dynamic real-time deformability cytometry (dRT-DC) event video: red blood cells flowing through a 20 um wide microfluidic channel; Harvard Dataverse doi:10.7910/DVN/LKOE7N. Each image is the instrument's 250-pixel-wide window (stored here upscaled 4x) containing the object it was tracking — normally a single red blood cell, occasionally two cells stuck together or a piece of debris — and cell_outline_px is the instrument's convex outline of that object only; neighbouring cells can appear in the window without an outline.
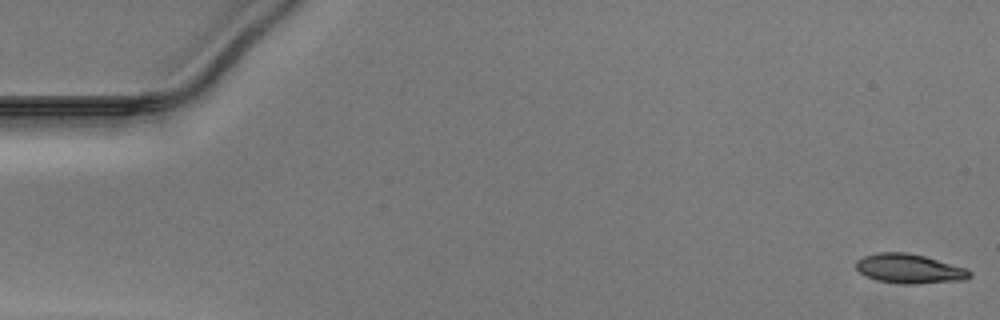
{"species": "Egyptian fruit bat (a non-hibernating species)", "species_latin": "Rousettus aegyptiacus", "temperature_condition": "warm", "stored_images_in_passage": 50, "camera_frame_rate_fps": 3000, "um_per_image_px": 0.085, "animal": {"sex": "male"}, "frame": {"image": 1, "passage_image": 1, "time_ms": 0.0, "image_size_px": [1000, 320], "cell_outline_px": [[972, 276], [964, 280], [916, 284], [904, 284], [876, 280], [864, 276], [856, 268], [856, 260], [864, 256], [876, 252], [908, 252], [924, 256], [964, 268], [972, 272]], "centroid_in_image_um": [77.26, 22.84], "position_along_channel_um": 7.7, "area_um2": 19.48}}
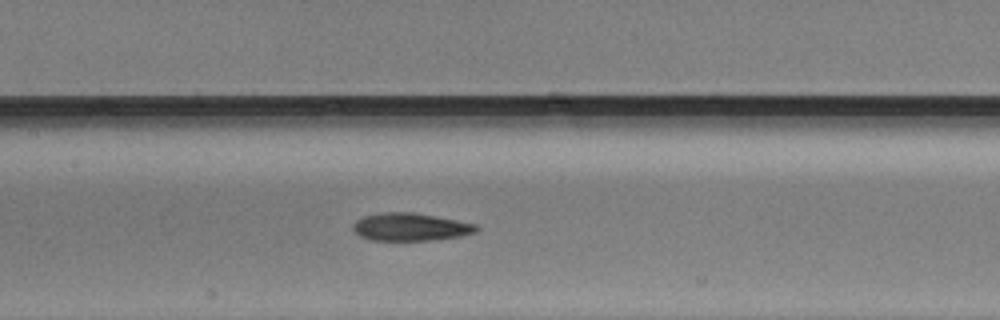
{"frame": {"image": 2, "passage_image": 24, "time_ms": 7.667, "image_size_px": [1000, 320], "cell_outline_px": [[480, 228], [476, 232], [460, 236], [432, 240], [372, 240], [360, 236], [352, 228], [352, 224], [356, 220], [364, 216], [384, 212], [412, 212], [436, 216], [476, 224]], "centroid_in_image_um": [34.89, 19.29], "position_along_channel_um": 172.5, "area_um2": 19.88}}
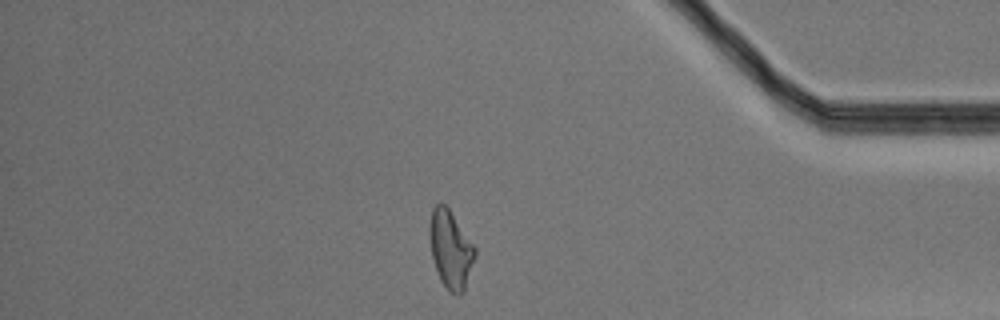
{"frame": {"image": 3, "passage_image": 43, "time_ms": 14.0, "image_size_px": [1000, 320], "cell_outline_px": [[476, 252], [464, 292], [460, 296], [456, 296], [440, 280], [432, 256], [428, 236], [428, 224], [432, 208], [440, 200], [448, 208], [476, 248]], "centroid_in_image_um": [38.27, 21.17], "position_along_channel_um": 396.9, "area_um2": 20.58}}